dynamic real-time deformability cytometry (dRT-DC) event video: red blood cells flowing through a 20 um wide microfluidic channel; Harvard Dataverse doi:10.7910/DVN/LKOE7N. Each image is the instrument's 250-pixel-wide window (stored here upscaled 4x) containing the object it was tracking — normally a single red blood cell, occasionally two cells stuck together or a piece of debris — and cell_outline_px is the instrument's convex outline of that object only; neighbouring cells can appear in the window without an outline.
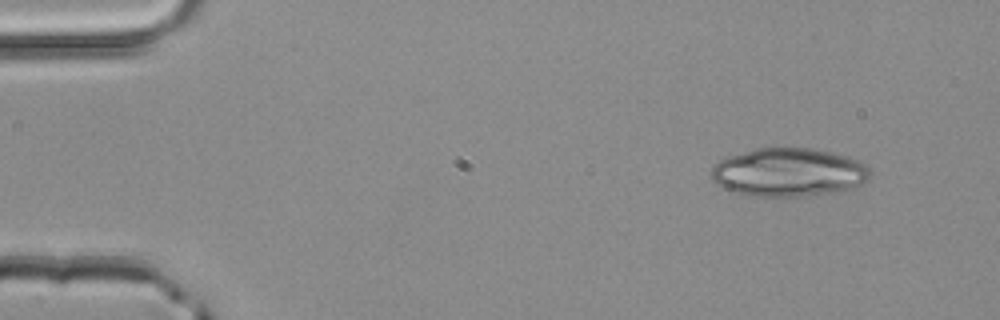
{"species": "common noctule bat (a hibernating species)", "species_latin": "Nyctalus noctula", "temperature_condition": "room temperature", "stored_images_in_passage": 3, "camera_frame_rate_fps": 3000, "um_per_image_px": 0.085, "animal": {"sex": "male", "body_mass_g": 20.4}, "frame": {"image": 1, "passage_image": 1, "time_ms": 0.0, "image_size_px": [1000, 320], "cell_outline_px": [[872, 172], [868, 180], [864, 184], [840, 192], [808, 196], [748, 196], [732, 192], [716, 184], [712, 180], [712, 168], [720, 160], [728, 156], [756, 148], [808, 148], [832, 152], [848, 156], [860, 160]], "centroid_in_image_um": [67.07, 14.66], "position_along_channel_um": 17.9, "area_um2": 45.32}}